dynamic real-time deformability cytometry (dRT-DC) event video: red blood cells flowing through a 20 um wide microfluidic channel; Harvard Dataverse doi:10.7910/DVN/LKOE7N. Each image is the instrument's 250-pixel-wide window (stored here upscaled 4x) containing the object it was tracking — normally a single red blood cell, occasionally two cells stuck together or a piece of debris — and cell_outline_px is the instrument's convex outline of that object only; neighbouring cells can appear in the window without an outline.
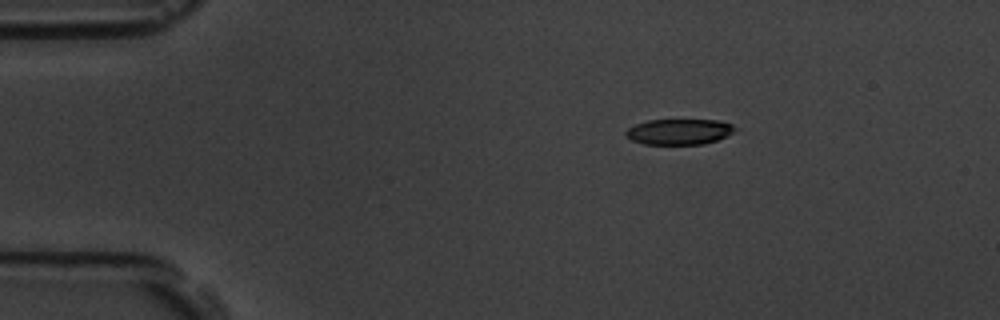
{"species": "common noctule bat (a hibernating species)", "species_latin": "Nyctalus noctula", "temperature_condition": "room temperature", "stored_images_in_passage": 3, "camera_frame_rate_fps": 3000, "um_per_image_px": 0.085, "animal": {"sex": "male", "body_mass_g": 19.5, "forearm_length_mm": 54.6}, "frame": {"image": 1, "passage_image": 1, "time_ms": 0.0, "image_size_px": [1000, 320], "cell_outline_px": [[736, 128], [732, 132], [716, 140], [704, 144], [644, 144], [632, 140], [624, 132], [628, 128], [636, 124], [648, 120], [716, 120], [732, 124]], "centroid_in_image_um": [57.7, 11.19], "position_along_channel_um": 27.3, "area_um2": 16.07}}